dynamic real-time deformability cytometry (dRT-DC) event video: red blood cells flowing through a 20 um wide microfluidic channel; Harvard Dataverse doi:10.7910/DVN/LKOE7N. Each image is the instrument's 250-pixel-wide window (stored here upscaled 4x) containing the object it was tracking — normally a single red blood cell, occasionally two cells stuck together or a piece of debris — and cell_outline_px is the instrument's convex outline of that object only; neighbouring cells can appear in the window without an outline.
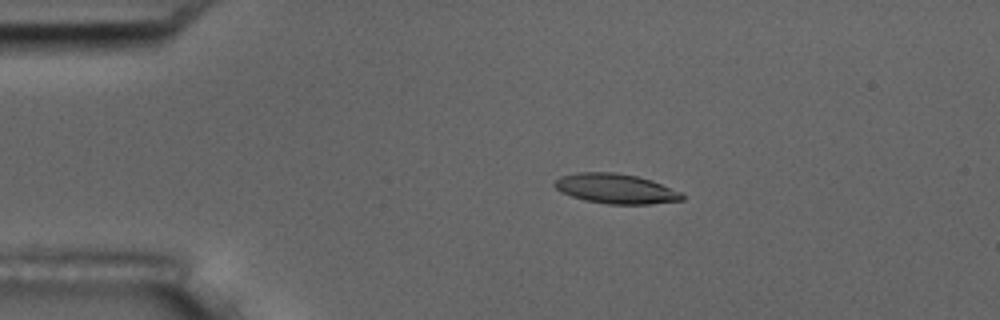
{"species": "common noctule bat (a hibernating species)", "species_latin": "Nyctalus noctula", "temperature_condition": "room temperature", "stored_images_in_passage": 4, "camera_frame_rate_fps": 3000, "um_per_image_px": 0.085, "animal": {"sex": "male", "body_mass_g": 17.5, "forearm_length_mm": 52.3}, "frame": {"image": 1, "passage_image": 3, "time_ms": 3.0, "image_size_px": [1000, 320], "cell_outline_px": [[684, 200], [648, 204], [608, 204], [584, 200], [572, 196], [556, 188], [552, 184], [560, 176], [576, 172], [616, 172], [636, 176], [652, 180], [680, 192], [684, 196]], "centroid_in_image_um": [52.33, 16.03], "position_along_channel_um": 32.7, "area_um2": 22.08}}